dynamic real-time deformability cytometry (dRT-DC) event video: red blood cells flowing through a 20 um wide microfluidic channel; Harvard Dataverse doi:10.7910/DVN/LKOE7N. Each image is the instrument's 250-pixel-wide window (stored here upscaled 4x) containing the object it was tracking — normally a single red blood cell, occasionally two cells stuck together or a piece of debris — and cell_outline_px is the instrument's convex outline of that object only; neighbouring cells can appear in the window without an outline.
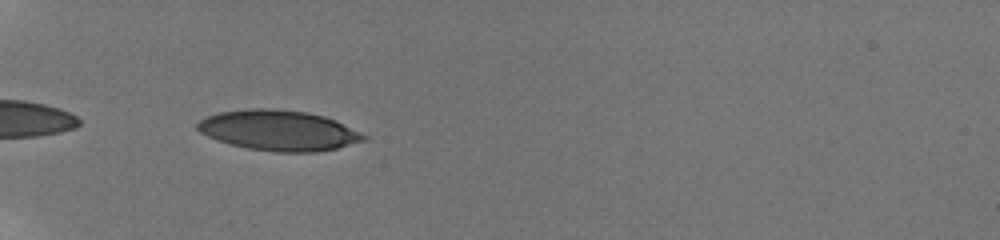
{"species": "human", "species_latin": "Homo sapiens", "temperature_condition": "room temperature", "stored_images_in_passage": 11, "camera_frame_rate_fps": 3000, "um_per_image_px": 0.085, "donor": {"sex": "male"}, "frame": {"image": 1, "passage_image": 1, "time_ms": 0.0, "image_size_px": [1000, 240], "cell_outline_px": [[368, 140], [336, 148], [316, 152], [276, 152], [248, 148], [232, 144], [208, 136], [200, 132], [196, 128], [196, 124], [200, 120], [208, 116], [220, 112], [248, 108], [272, 108], [308, 112], [324, 116], [336, 120], [368, 136]], "centroid_in_image_um": [23.73, 11.08], "position_along_channel_um": 61.3, "area_um2": 39.07}}
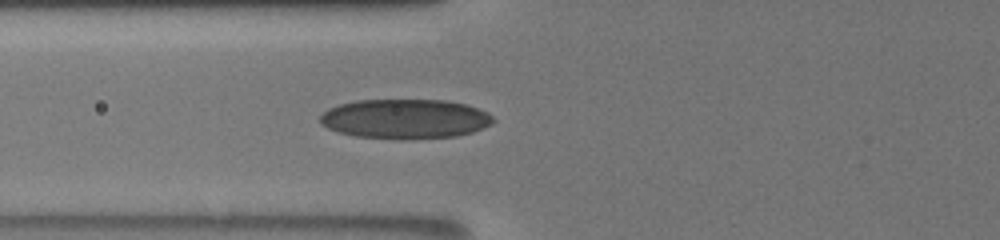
{"frame": {"image": 2, "passage_image": 5, "time_ms": 1.333, "image_size_px": [1000, 240], "cell_outline_px": [[496, 120], [492, 124], [472, 132], [456, 136], [400, 140], [356, 136], [336, 132], [320, 124], [320, 116], [328, 108], [340, 104], [356, 100], [448, 100], [468, 104], [488, 112]], "centroid_in_image_um": [34.44, 10.11], "position_along_channel_um": 91.4, "area_um2": 40.4}}
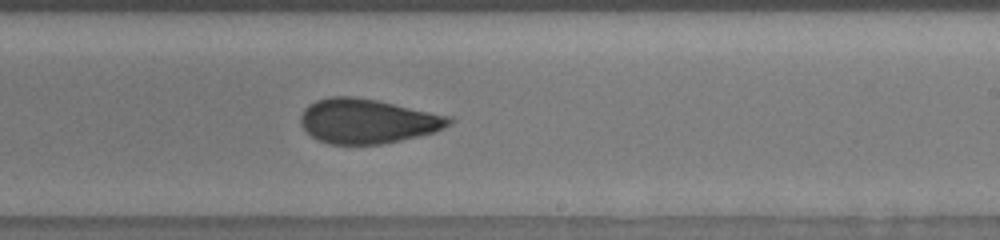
{"frame": {"image": 3, "passage_image": 11, "time_ms": 5.667, "image_size_px": [1000, 240], "cell_outline_px": [[456, 120], [452, 124], [444, 128], [432, 132], [400, 140], [380, 144], [328, 144], [312, 136], [300, 124], [300, 116], [304, 108], [308, 104], [316, 100], [332, 96], [352, 96], [376, 100], [452, 116]], "centroid_in_image_um": [31.24, 10.28], "position_along_channel_um": 257.8, "area_um2": 38.49}}